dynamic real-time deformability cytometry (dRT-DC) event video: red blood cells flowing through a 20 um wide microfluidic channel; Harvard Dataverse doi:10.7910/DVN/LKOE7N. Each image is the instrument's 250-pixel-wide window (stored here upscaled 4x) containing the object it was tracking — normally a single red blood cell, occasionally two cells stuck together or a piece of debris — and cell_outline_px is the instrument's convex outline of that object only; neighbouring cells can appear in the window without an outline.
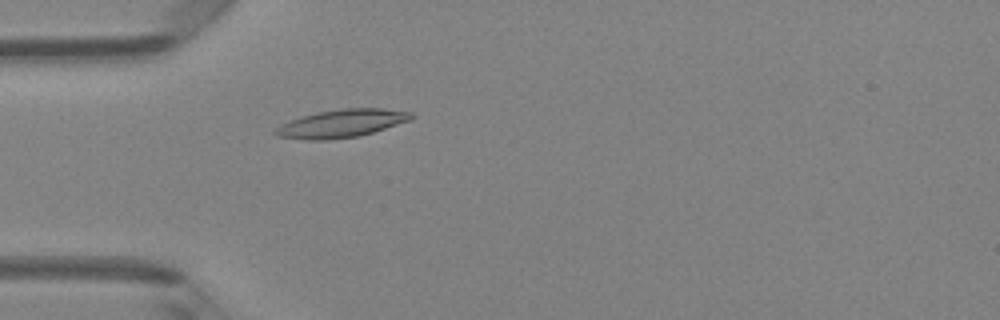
{"species": "Egyptian fruit bat (a non-hibernating species)", "species_latin": "Rousettus aegyptiacus", "temperature_condition": "room temperature", "stored_images_in_passage": 5, "camera_frame_rate_fps": 3000, "um_per_image_px": 0.085, "animal": {"sex": "female"}, "frame": {"image": 1, "passage_image": 5, "time_ms": 1.333, "image_size_px": [1000, 320], "cell_outline_px": [[416, 116], [412, 120], [360, 136], [324, 140], [308, 140], [276, 136], [272, 132], [280, 124], [316, 112], [344, 108], [384, 108], [412, 112]], "centroid_in_image_um": [29.07, 10.49], "position_along_channel_um": 55.9, "area_um2": 22.25}}